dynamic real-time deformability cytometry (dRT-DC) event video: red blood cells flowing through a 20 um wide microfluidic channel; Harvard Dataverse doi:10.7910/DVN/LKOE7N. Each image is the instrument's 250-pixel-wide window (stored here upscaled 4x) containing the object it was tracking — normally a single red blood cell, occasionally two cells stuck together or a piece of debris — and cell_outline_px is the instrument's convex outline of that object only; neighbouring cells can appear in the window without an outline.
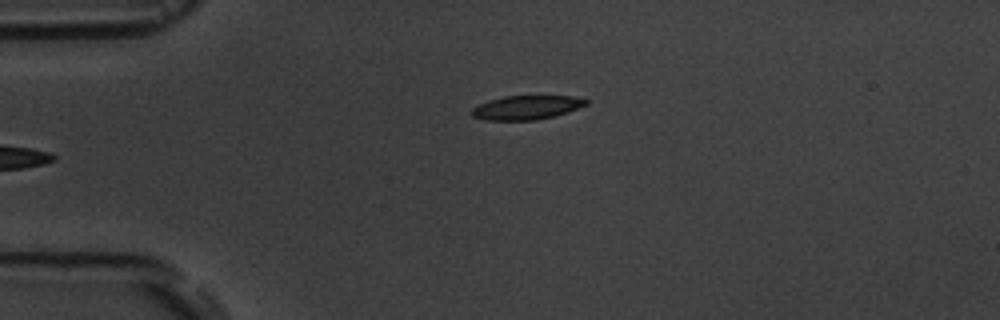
{"species": "common noctule bat (a hibernating species)", "species_latin": "Nyctalus noctula", "temperature_condition": "room temperature", "stored_images_in_passage": 5, "camera_frame_rate_fps": 3000, "um_per_image_px": 0.085, "animal": {"sex": "male", "body_mass_g": 19.5, "forearm_length_mm": 54.6}, "frame": {"image": 1, "passage_image": 5, "time_ms": 5.333, "image_size_px": [1000, 320], "cell_outline_px": [[588, 104], [568, 112], [536, 120], [484, 120], [472, 116], [468, 112], [472, 108], [488, 100], [504, 96], [572, 96], [588, 100]], "centroid_in_image_um": [44.71, 9.14], "position_along_channel_um": 40.3, "area_um2": 16.01}}